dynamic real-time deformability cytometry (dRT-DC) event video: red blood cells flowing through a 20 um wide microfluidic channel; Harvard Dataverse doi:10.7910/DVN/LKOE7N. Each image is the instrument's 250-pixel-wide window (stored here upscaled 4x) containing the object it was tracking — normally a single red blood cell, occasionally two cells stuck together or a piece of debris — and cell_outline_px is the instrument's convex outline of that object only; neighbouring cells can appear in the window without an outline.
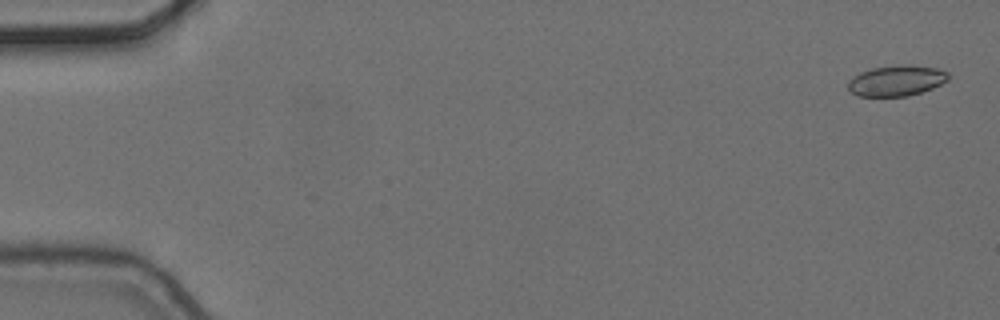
{"species": "common noctule bat (a hibernating species)", "species_latin": "Nyctalus noctula", "temperature_condition": "cold", "stored_images_in_passage": 7, "camera_frame_rate_fps": 3000, "um_per_image_px": 0.085, "animal": {"sex": "female", "body_mass_g": 24.6, "forearm_length_mm": 56.2}, "frame": {"image": 1, "passage_image": 1, "time_ms": 0.0, "image_size_px": [1000, 320], "cell_outline_px": [[948, 80], [932, 88], [908, 96], [860, 96], [852, 92], [848, 88], [848, 80], [852, 76], [860, 72], [872, 68], [904, 64], [912, 64], [936, 68], [948, 72]], "centroid_in_image_um": [76.19, 6.84], "position_along_channel_um": 8.8, "area_um2": 17.92}}
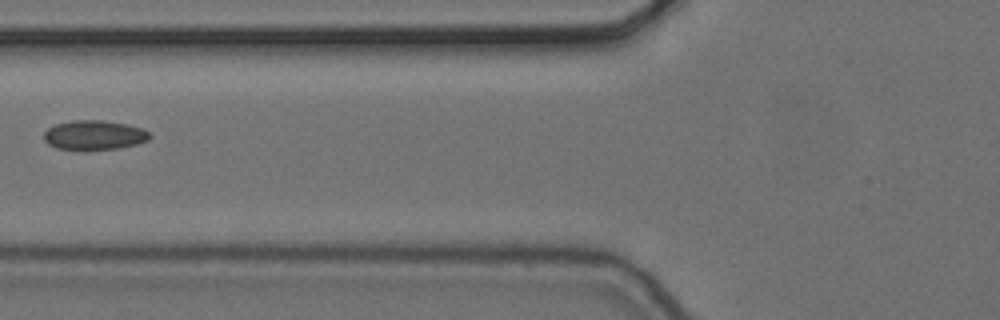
{"frame": {"image": 2, "passage_image": 6, "time_ms": 1.667, "image_size_px": [1000, 320], "cell_outline_px": [[152, 136], [148, 140], [136, 144], [120, 148], [84, 152], [56, 148], [48, 144], [44, 140], [44, 132], [48, 128], [56, 124], [72, 120], [100, 120], [128, 124], [144, 128]], "centroid_in_image_um": [8.0, 11.51], "position_along_channel_um": 117.8, "area_um2": 18.79}}
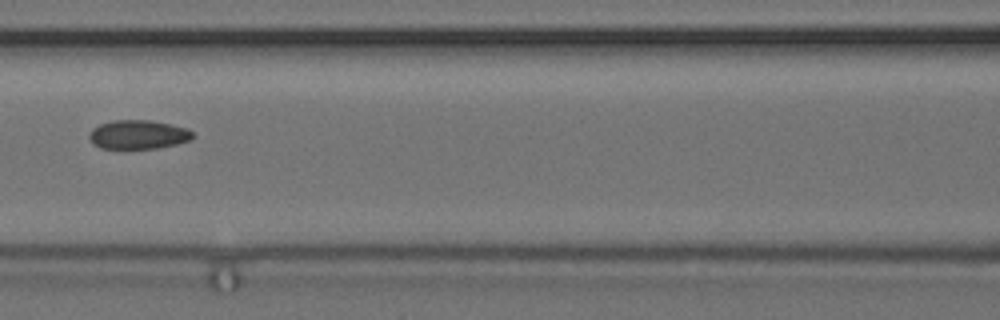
{"frame": {"image": 3, "passage_image": 7, "time_ms": 2.0, "image_size_px": [1000, 320], "cell_outline_px": [[196, 136], [192, 140], [176, 144], [156, 148], [100, 148], [92, 144], [88, 136], [88, 132], [92, 128], [100, 124], [112, 120], [148, 120], [172, 124], [188, 128]], "centroid_in_image_um": [11.75, 11.43], "position_along_channel_um": 154.9, "area_um2": 17.69}}